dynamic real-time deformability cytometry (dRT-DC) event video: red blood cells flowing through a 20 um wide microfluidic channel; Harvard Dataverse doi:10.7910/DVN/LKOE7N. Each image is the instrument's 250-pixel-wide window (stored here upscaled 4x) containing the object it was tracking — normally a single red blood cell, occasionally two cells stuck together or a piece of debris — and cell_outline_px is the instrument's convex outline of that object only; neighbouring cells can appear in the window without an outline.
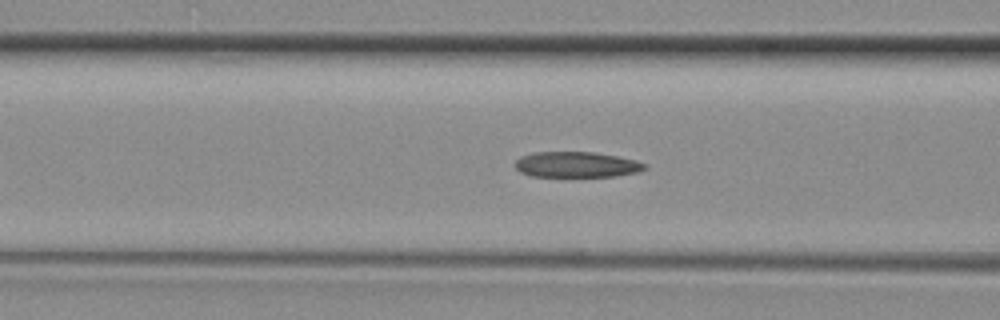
{"species": "common noctule bat (a hibernating species)", "species_latin": "Nyctalus noctula", "temperature_condition": "room temperature", "stored_images_in_passage": 36, "camera_frame_rate_fps": 3000, "um_per_image_px": 0.085, "animal": {"sex": "female", "body_mass_g": 29.2, "forearm_length_mm": 56.3}, "frame": {"image": 1, "passage_image": 13, "time_ms": 4.0, "image_size_px": [1000, 320], "cell_outline_px": [[648, 168], [640, 172], [616, 176], [532, 176], [520, 172], [512, 164], [520, 156], [536, 152], [592, 152], [616, 156], [636, 160], [648, 164]], "centroid_in_image_um": [49.03, 13.99], "position_along_channel_um": 117.6, "area_um2": 19.48}}
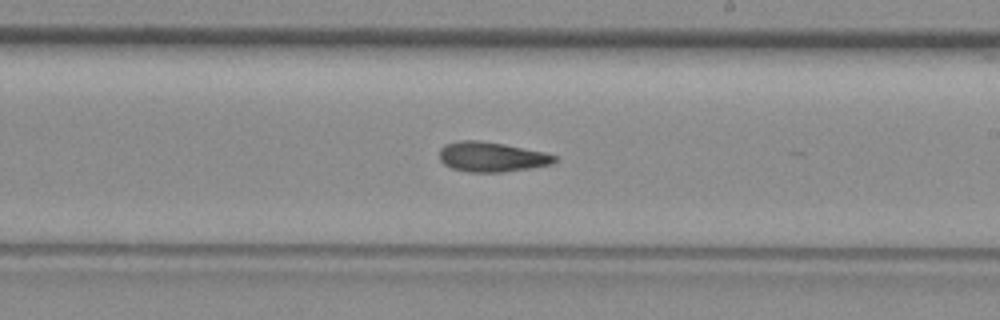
{"frame": {"image": 2, "passage_image": 21, "time_ms": 6.667, "image_size_px": [1000, 320], "cell_outline_px": [[556, 160], [552, 164], [532, 168], [504, 172], [468, 172], [452, 168], [444, 164], [440, 160], [440, 148], [444, 144], [460, 140], [480, 140], [504, 144], [544, 152], [556, 156]], "centroid_in_image_um": [41.77, 13.33], "position_along_channel_um": 247.2, "area_um2": 20.11}}
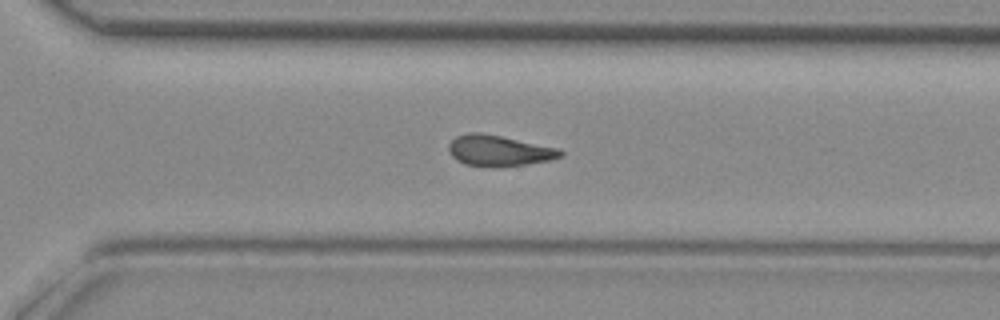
{"frame": {"image": 3, "passage_image": 26, "time_ms": 8.333, "image_size_px": [1000, 320], "cell_outline_px": [[564, 152], [560, 156], [552, 160], [528, 164], [464, 164], [456, 160], [448, 152], [448, 144], [456, 136], [468, 132], [480, 132], [560, 148]], "centroid_in_image_um": [42.41, 12.76], "position_along_channel_um": 328.2, "area_um2": 19.48}}